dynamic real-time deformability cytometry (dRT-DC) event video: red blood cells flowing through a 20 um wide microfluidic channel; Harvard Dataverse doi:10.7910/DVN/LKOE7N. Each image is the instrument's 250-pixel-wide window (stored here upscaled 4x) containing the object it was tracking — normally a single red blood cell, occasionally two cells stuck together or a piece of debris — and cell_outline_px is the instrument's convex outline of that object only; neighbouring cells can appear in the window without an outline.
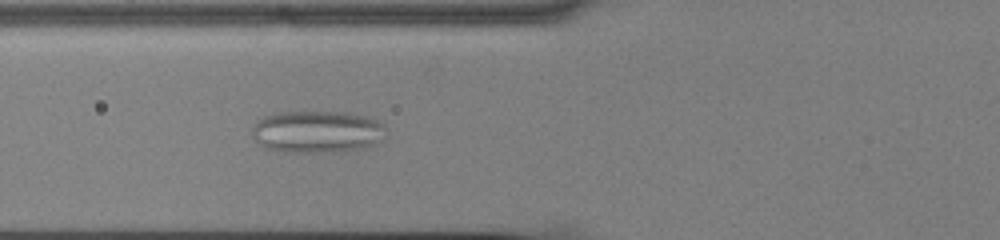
{"species": "common noctule bat (a hibernating species)", "species_latin": "Nyctalus noctula", "temperature_condition": "cold", "stored_images_in_passage": 49, "camera_frame_rate_fps": 3000, "um_per_image_px": 0.085, "animal": {"sex": "male", "body_mass_g": 13.0, "forearm_length_mm": 53.1}, "frame": {"image": 1, "passage_image": 15, "time_ms": 4.667, "image_size_px": [1000, 240], "cell_outline_px": [[388, 136], [384, 140], [376, 144], [360, 148], [332, 152], [284, 152], [264, 148], [252, 136], [252, 128], [264, 116], [280, 112], [348, 112], [368, 116], [384, 124], [388, 128]], "centroid_in_image_um": [27.04, 11.2], "position_along_channel_um": 98.8, "area_um2": 33.35}}
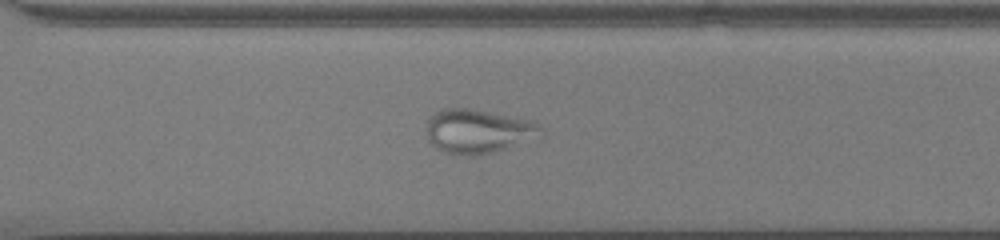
{"frame": {"image": 2, "passage_image": 34, "time_ms": 11.0, "image_size_px": [1000, 240], "cell_outline_px": [[544, 136], [492, 152], [472, 156], [456, 156], [444, 152], [436, 148], [428, 140], [428, 120], [440, 108], [472, 108], [532, 120], [540, 124], [544, 128]], "centroid_in_image_um": [40.68, 11.15], "position_along_channel_um": 329.9, "area_um2": 29.77}}
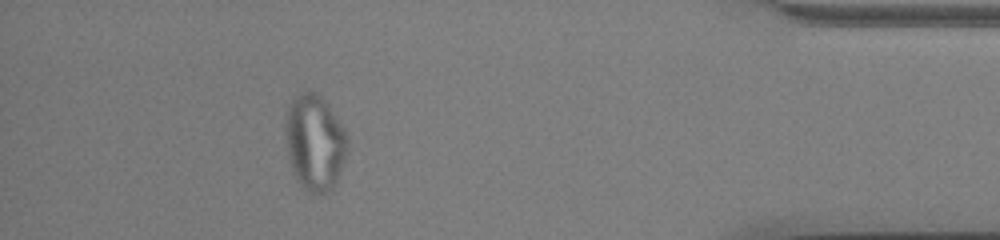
{"frame": {"image": 3, "passage_image": 44, "time_ms": 14.333, "image_size_px": [1000, 240], "cell_outline_px": [[348, 152], [344, 164], [332, 188], [324, 196], [320, 196], [304, 192], [296, 180], [288, 160], [284, 128], [284, 124], [288, 108], [292, 100], [300, 92], [308, 88], [316, 92], [324, 100], [344, 128], [348, 136]], "centroid_in_image_um": [26.74, 12.15], "position_along_channel_um": 408.5, "area_um2": 35.6}}